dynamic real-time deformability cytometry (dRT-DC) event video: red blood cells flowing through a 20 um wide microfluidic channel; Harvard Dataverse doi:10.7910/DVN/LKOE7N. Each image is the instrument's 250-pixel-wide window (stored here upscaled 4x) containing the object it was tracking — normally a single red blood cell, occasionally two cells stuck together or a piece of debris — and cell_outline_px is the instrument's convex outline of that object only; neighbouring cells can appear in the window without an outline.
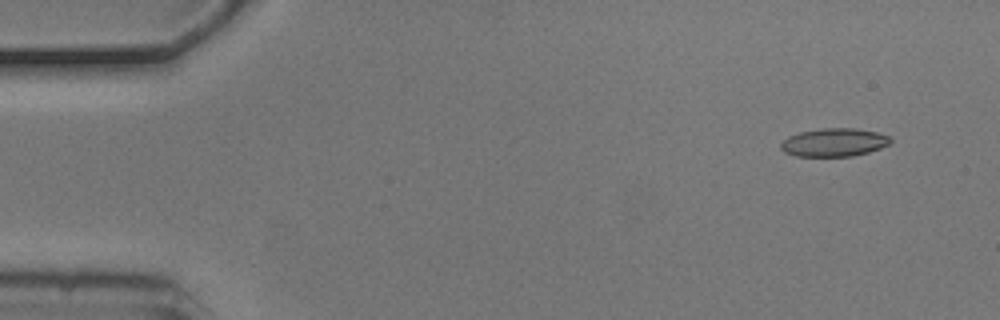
{"species": "common noctule bat (a hibernating species)", "species_latin": "Nyctalus noctula", "temperature_condition": "cold", "stored_images_in_passage": 7, "camera_frame_rate_fps": 3000, "um_per_image_px": 0.085, "animal": {"sex": "male", "body_mass_g": 20.5, "forearm_length_mm": 52.5}, "frame": {"image": 1, "passage_image": 1, "time_ms": 0.0, "image_size_px": [1000, 320], "cell_outline_px": [[892, 140], [888, 144], [880, 148], [868, 152], [852, 156], [796, 156], [784, 152], [780, 148], [780, 144], [788, 136], [800, 132], [820, 128], [856, 128], [876, 132], [892, 136]], "centroid_in_image_um": [70.9, 12.09], "position_along_channel_um": 14.1, "area_um2": 18.09}}
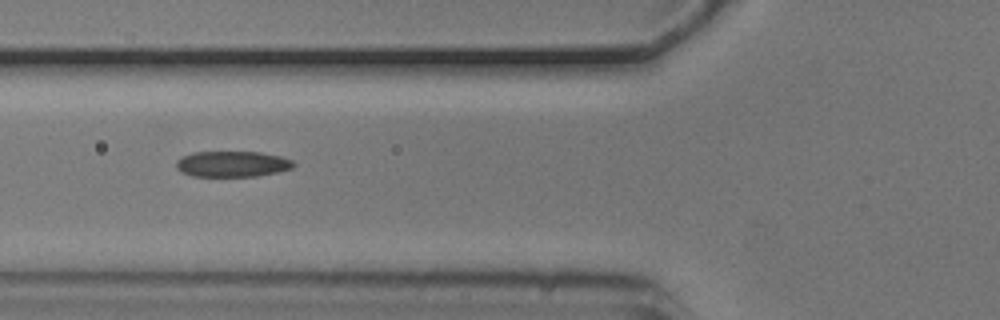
{"frame": {"image": 2, "passage_image": 5, "time_ms": 1.333, "image_size_px": [1000, 320], "cell_outline_px": [[296, 164], [292, 168], [280, 172], [256, 176], [192, 176], [180, 172], [176, 168], [176, 160], [180, 156], [192, 152], [260, 152], [280, 156], [292, 160]], "centroid_in_image_um": [19.72, 13.94], "position_along_channel_um": 106.1, "area_um2": 17.86}}
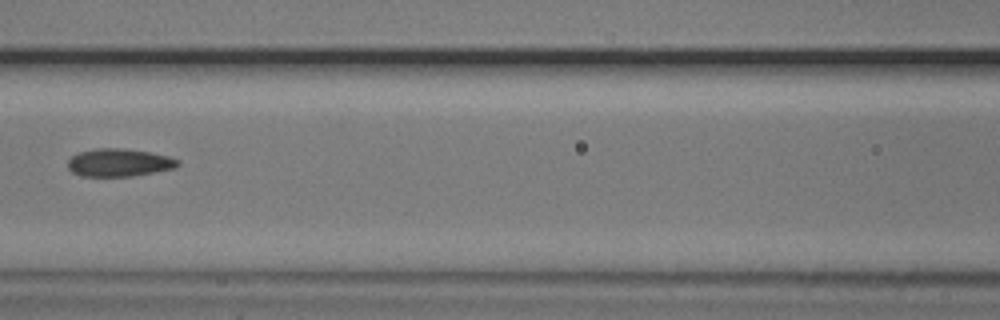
{"frame": {"image": 3, "passage_image": 6, "time_ms": 1.667, "image_size_px": [1000, 320], "cell_outline_px": [[180, 164], [176, 168], [132, 176], [80, 176], [72, 172], [68, 168], [68, 160], [72, 156], [80, 152], [96, 148], [124, 148], [148, 152], [168, 156], [180, 160]], "centroid_in_image_um": [10.13, 13.82], "position_along_channel_um": 156.5, "area_um2": 17.86}}